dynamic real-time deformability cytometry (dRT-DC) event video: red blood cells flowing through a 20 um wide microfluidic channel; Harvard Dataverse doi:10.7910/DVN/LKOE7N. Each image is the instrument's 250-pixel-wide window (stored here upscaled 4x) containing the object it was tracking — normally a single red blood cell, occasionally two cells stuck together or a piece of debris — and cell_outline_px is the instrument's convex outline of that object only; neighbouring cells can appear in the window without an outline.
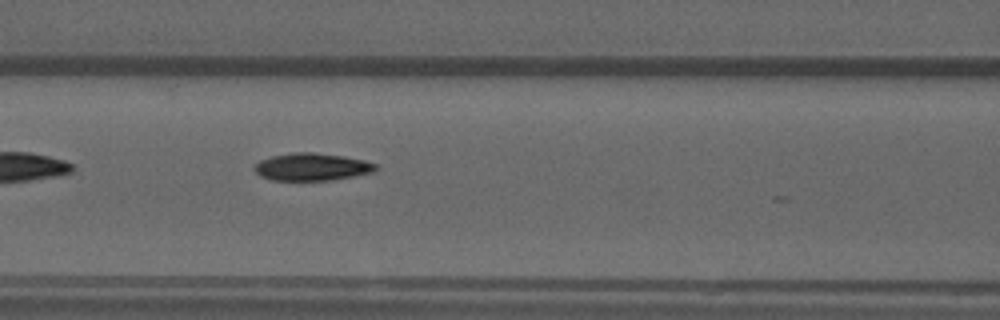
{"species": "common noctule bat (a hibernating species)", "species_latin": "Nyctalus noctula", "temperature_condition": "warm", "stored_images_in_passage": 12, "camera_frame_rate_fps": 3000, "um_per_image_px": 0.085, "animal": {"sex": "male", "forearm_length_mm": 52.5}, "frame": {"image": 1, "passage_image": 9, "time_ms": 2.667, "image_size_px": [1000, 320], "cell_outline_px": [[376, 168], [372, 172], [332, 180], [272, 180], [260, 176], [252, 168], [260, 160], [272, 156], [292, 152], [312, 152], [344, 156], [364, 160], [376, 164]], "centroid_in_image_um": [26.47, 14.18], "position_along_channel_um": 140.1, "area_um2": 19.31}}